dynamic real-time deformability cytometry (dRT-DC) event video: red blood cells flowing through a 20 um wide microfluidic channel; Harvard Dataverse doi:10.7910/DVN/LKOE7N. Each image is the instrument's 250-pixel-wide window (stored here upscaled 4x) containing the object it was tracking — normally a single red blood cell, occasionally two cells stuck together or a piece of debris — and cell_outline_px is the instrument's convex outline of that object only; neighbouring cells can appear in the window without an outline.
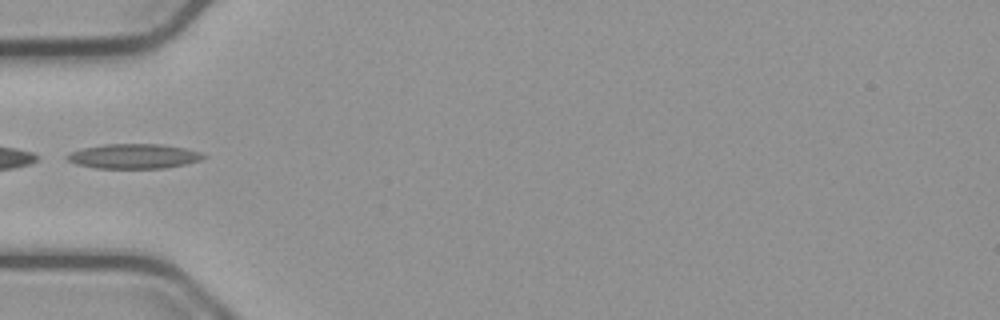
{"species": "common noctule bat (a hibernating species)", "species_latin": "Nyctalus noctula", "temperature_condition": "cold", "stored_images_in_passage": 29, "camera_frame_rate_fps": 3000, "um_per_image_px": 0.085, "animal": {"sex": "male", "body_mass_g": 23.1, "forearm_length_mm": 52.7}, "frame": {"image": 1, "passage_image": 1, "time_ms": 0.0, "image_size_px": [1000, 320], "cell_outline_px": [[208, 156], [200, 160], [184, 164], [164, 168], [96, 168], [76, 164], [68, 160], [64, 156], [72, 152], [84, 148], [104, 144], [160, 144], [184, 148], [200, 152]], "centroid_in_image_um": [11.37, 13.28], "position_along_channel_um": 73.6, "area_um2": 19.48}}